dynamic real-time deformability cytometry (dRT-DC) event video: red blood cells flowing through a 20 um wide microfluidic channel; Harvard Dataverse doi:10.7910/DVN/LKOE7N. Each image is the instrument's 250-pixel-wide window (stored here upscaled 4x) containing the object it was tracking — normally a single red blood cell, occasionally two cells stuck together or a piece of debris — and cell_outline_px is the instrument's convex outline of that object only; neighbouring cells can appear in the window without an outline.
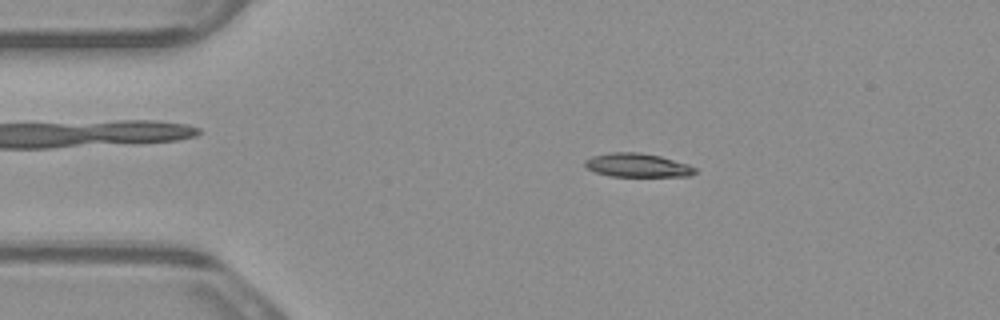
{"species": "common noctule bat (a hibernating species)", "species_latin": "Nyctalus noctula", "temperature_condition": "warm", "stored_images_in_passage": 4, "camera_frame_rate_fps": 3000, "um_per_image_px": 0.085, "animal": {"sex": "male", "body_mass_g": 23.1, "forearm_length_mm": 52.7}, "frame": {"image": 1, "passage_image": 2, "time_ms": 0.333, "image_size_px": [1000, 320], "cell_outline_px": [[696, 172], [688, 176], [608, 176], [596, 172], [588, 168], [584, 164], [584, 160], [592, 156], [608, 152], [640, 152], [660, 156], [688, 164], [696, 168]], "centroid_in_image_um": [54.16, 14.03], "position_along_channel_um": 30.8, "area_um2": 15.2}}
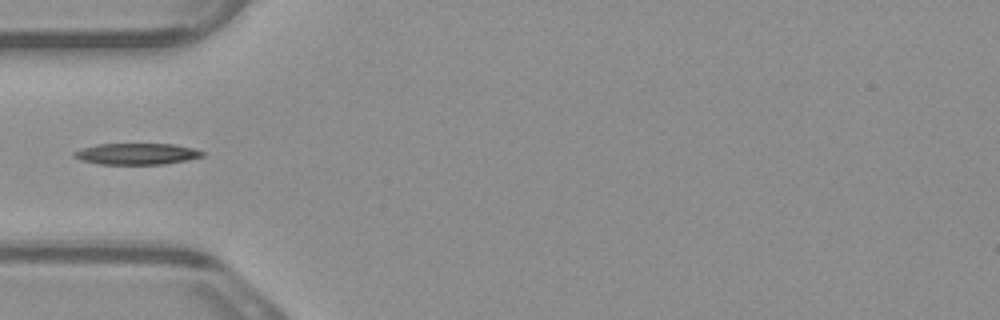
{"frame": {"image": 2, "passage_image": 4, "time_ms": 1.0, "image_size_px": [1000, 320], "cell_outline_px": [[204, 156], [188, 160], [164, 164], [100, 164], [80, 160], [72, 156], [72, 152], [84, 148], [100, 144], [172, 144], [192, 148], [204, 152]], "centroid_in_image_um": [11.62, 13.08], "position_along_channel_um": 73.4, "area_um2": 15.84}}